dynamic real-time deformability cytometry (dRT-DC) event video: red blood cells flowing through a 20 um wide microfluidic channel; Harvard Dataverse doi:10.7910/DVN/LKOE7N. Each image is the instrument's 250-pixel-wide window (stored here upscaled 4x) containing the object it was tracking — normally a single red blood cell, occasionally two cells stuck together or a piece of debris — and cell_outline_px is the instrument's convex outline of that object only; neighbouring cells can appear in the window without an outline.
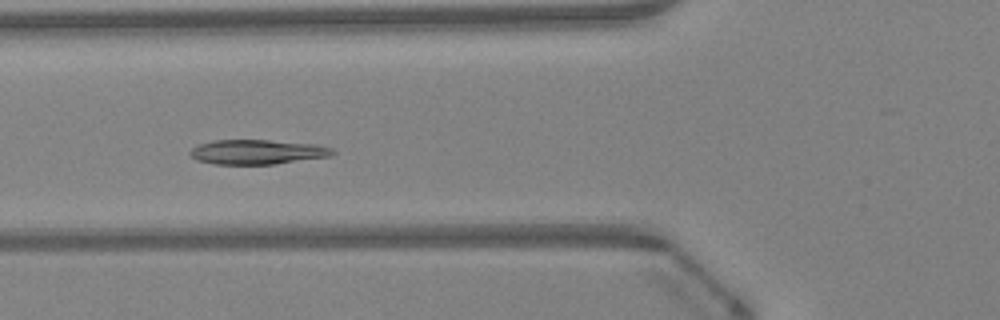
{"species": "Egyptian fruit bat (a non-hibernating species)", "species_latin": "Rousettus aegyptiacus", "temperature_condition": "warm", "stored_images_in_passage": 49, "segment_of_instrument_passage": [1, 2], "camera_frame_rate_fps": 3000, "um_per_image_px": 0.085, "animal": {"sex": "female"}, "frame": {"image": 1, "passage_image": 18, "time_ms": 5.667, "image_size_px": [1000, 320], "cell_outline_px": [[336, 152], [332, 156], [276, 164], [212, 164], [196, 160], [188, 152], [192, 148], [200, 144], [212, 140], [268, 140], [316, 144], [332, 148]], "centroid_in_image_um": [21.88, 12.92], "position_along_channel_um": 103.9, "area_um2": 20.58}}
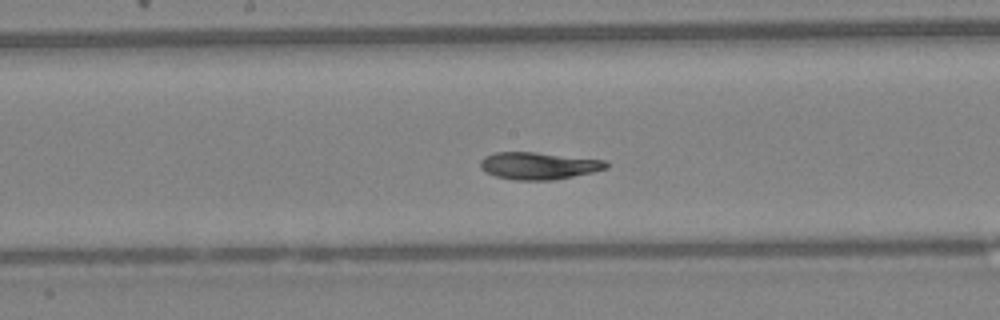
{"frame": {"image": 2, "passage_image": 25, "time_ms": 8.0, "image_size_px": [1000, 320], "cell_outline_px": [[608, 168], [592, 172], [552, 180], [516, 180], [496, 176], [480, 168], [480, 160], [484, 156], [492, 152], [536, 152], [604, 160], [608, 164]], "centroid_in_image_um": [45.75, 14.08], "position_along_channel_um": 202.5, "area_um2": 19.83}}
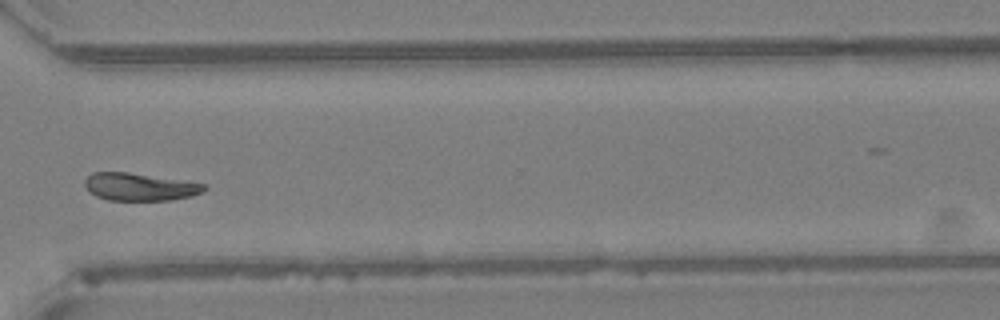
{"frame": {"image": 3, "passage_image": 36, "time_ms": 11.667, "image_size_px": [1000, 320], "cell_outline_px": [[208, 188], [204, 192], [192, 196], [172, 200], [108, 200], [96, 196], [84, 184], [84, 180], [92, 172], [128, 172], [204, 184]], "centroid_in_image_um": [11.89, 15.89], "position_along_channel_um": 358.7, "area_um2": 19.02}}